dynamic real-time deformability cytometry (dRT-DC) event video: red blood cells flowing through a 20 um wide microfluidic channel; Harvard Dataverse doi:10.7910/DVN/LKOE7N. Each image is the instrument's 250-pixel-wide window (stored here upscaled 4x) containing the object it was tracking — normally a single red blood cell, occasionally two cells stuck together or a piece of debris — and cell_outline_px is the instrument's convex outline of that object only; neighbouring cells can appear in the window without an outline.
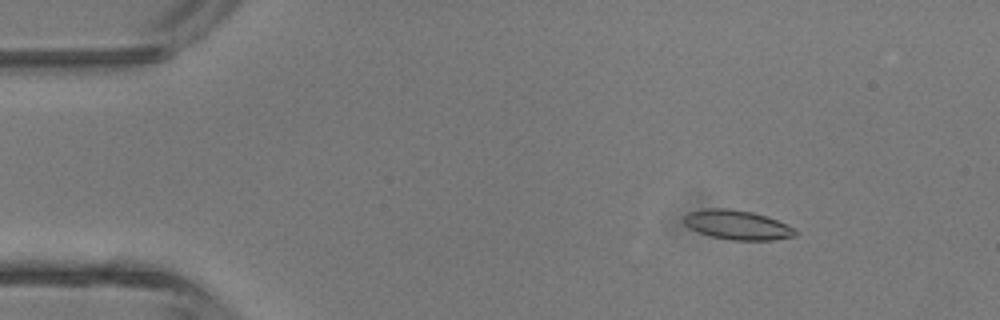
{"species": "common noctule bat (a hibernating species)", "species_latin": "Nyctalus noctula", "temperature_condition": "room temperature", "stored_images_in_passage": 4, "segment_of_instrument_passage": [2, 2], "camera_frame_rate_fps": 3000, "um_per_image_px": 0.085, "animal": {"sex": "male", "body_mass_g": 13.3}, "frame": {"image": 1, "passage_image": 4, "time_ms": 4.667, "image_size_px": [1000, 320], "cell_outline_px": [[796, 236], [772, 240], [732, 240], [712, 236], [700, 232], [684, 224], [684, 216], [688, 212], [708, 208], [724, 208], [752, 212], [776, 220], [796, 228]], "centroid_in_image_um": [62.68, 19.12], "position_along_channel_um": 22.3, "area_um2": 18.79}}